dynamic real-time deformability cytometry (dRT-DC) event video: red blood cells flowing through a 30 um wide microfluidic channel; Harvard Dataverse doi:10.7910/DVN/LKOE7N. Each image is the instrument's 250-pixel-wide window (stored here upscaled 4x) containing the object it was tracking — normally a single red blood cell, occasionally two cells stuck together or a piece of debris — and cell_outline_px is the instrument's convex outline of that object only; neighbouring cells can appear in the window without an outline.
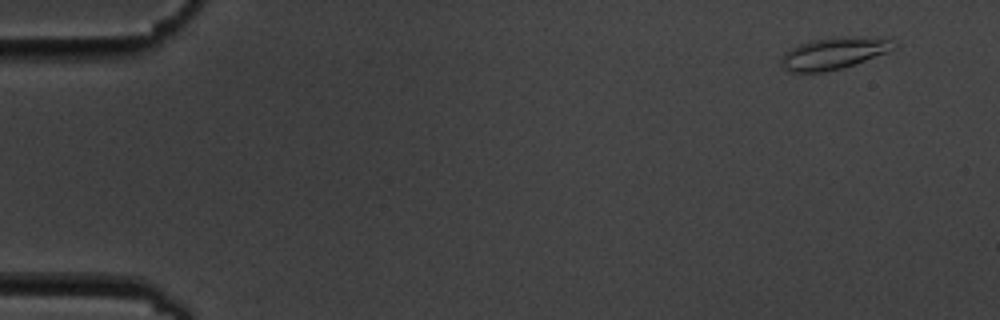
{"species": "common noctule bat (a hibernating species)", "species_latin": "Nyctalus noctula", "temperature_condition": "cold", "stored_images_in_passage": 5, "camera_frame_rate_fps": 3000, "um_per_image_px": 0.085, "animal": {"sex": "male", "body_mass_g": 19.5, "forearm_length_mm": 54.6}, "frame": {"image": 1, "passage_image": 1, "time_ms": 0.0, "image_size_px": [1000, 320], "cell_outline_px": [[900, 44], [896, 48], [888, 52], [856, 64], [844, 68], [824, 72], [792, 72], [784, 68], [780, 60], [784, 52], [800, 44], [812, 40], [832, 36], [852, 36], [888, 40]], "centroid_in_image_um": [70.88, 4.53], "position_along_channel_um": 14.1, "area_um2": 20.98}}